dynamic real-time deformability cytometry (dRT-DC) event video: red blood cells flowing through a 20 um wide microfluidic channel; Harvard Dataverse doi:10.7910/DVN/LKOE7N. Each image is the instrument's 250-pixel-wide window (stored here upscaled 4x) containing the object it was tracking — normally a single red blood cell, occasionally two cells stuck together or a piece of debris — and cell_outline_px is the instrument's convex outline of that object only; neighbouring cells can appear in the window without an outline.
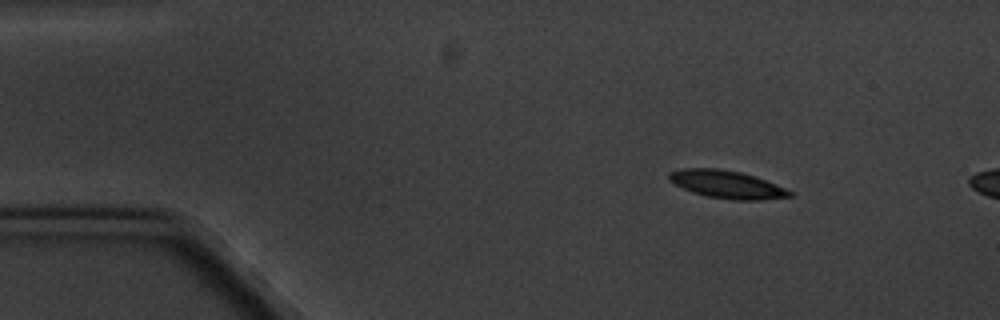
{"species": "common noctule bat (a hibernating species)", "species_latin": "Nyctalus noctula", "temperature_condition": "cold", "stored_images_in_passage": 4, "camera_frame_rate_fps": 3000, "um_per_image_px": 0.085, "animal": {"sex": "male", "body_mass_g": 20.1, "forearm_length_mm": 53.5}, "frame": {"image": 1, "passage_image": 1, "time_ms": 0.0, "image_size_px": [1000, 320], "cell_outline_px": [[792, 196], [764, 200], [732, 200], [708, 196], [692, 192], [668, 180], [668, 172], [684, 168], [716, 168], [740, 172], [764, 180], [784, 188], [792, 192]], "centroid_in_image_um": [61.75, 15.68], "position_along_channel_um": 23.3, "area_um2": 19.25}}